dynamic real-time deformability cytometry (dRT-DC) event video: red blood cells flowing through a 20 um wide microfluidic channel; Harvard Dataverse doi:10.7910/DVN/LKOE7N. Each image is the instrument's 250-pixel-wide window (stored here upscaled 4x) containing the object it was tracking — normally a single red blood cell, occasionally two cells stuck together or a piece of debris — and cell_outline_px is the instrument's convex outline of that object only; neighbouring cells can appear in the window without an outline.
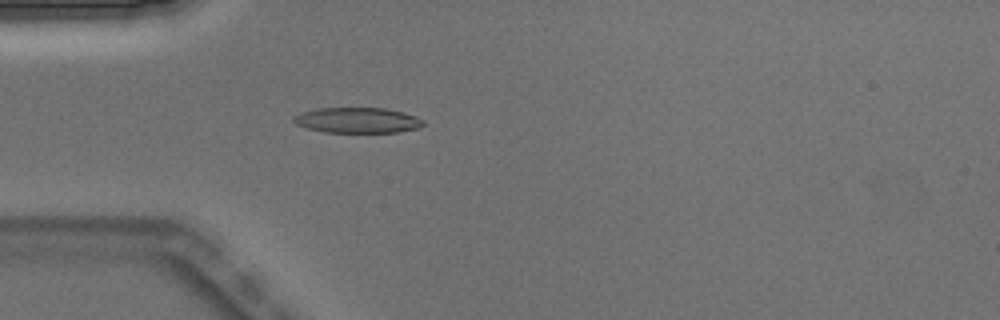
{"species": "Egyptian fruit bat (a non-hibernating species)", "species_latin": "Rousettus aegyptiacus", "temperature_condition": "warm", "stored_images_in_passage": 4, "camera_frame_rate_fps": 3000, "um_per_image_px": 0.085, "animal": {"sex": "male"}, "frame": {"image": 1, "passage_image": 4, "time_ms": 1.0, "image_size_px": [1000, 320], "cell_outline_px": [[424, 124], [420, 128], [396, 132], [324, 132], [308, 128], [296, 124], [292, 120], [292, 116], [300, 112], [316, 108], [384, 108], [404, 112], [416, 116], [424, 120]], "centroid_in_image_um": [30.38, 10.21], "position_along_channel_um": 54.6, "area_um2": 19.36}}